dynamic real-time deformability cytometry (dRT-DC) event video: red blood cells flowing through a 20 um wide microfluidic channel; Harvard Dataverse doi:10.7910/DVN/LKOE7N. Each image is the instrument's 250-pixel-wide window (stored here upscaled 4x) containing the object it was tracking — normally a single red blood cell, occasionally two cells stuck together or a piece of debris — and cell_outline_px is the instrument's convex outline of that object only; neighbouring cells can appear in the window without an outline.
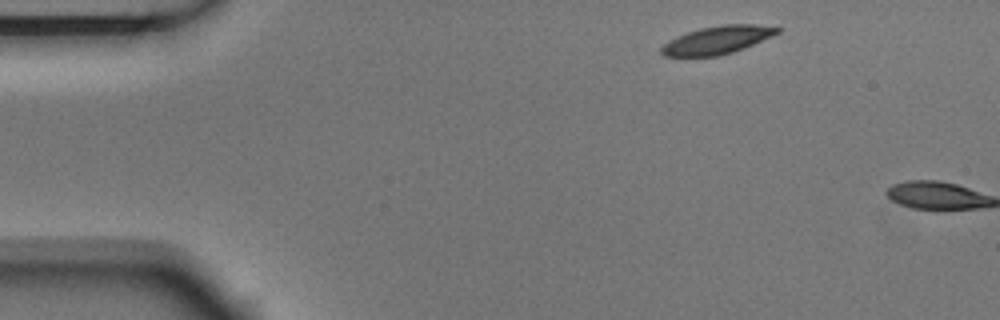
{"species": "Egyptian fruit bat (a non-hibernating species)", "species_latin": "Rousettus aegyptiacus", "temperature_condition": "room temperature", "stored_images_in_passage": 2, "camera_frame_rate_fps": 3000, "um_per_image_px": 0.085, "animal": {"sex": "male"}, "frame": {"image": 1, "passage_image": 1, "time_ms": 0.0, "image_size_px": [1000, 320], "cell_outline_px": [[780, 32], [772, 36], [744, 48], [720, 56], [664, 56], [660, 52], [660, 48], [664, 44], [688, 32], [700, 28], [720, 24], [752, 24], [780, 28]], "centroid_in_image_um": [60.98, 3.4], "position_along_channel_um": 24.0, "area_um2": 18.61}}